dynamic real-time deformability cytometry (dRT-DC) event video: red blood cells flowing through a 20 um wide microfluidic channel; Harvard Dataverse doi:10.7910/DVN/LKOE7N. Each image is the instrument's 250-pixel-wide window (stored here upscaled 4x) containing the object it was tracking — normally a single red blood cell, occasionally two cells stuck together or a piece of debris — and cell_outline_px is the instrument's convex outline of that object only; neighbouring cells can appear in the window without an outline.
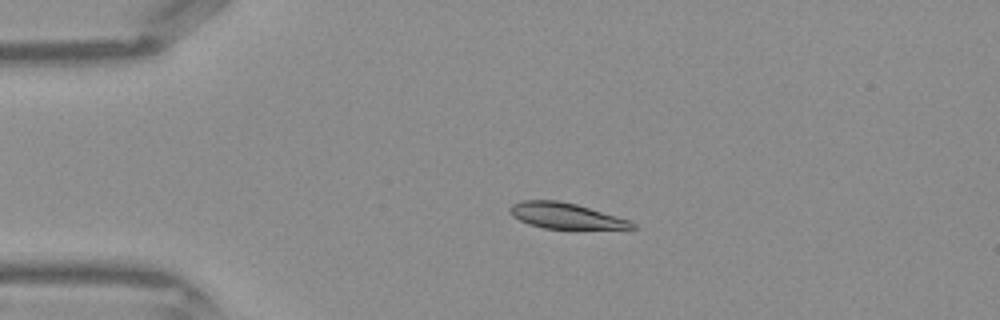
{"species": "Egyptian fruit bat (a non-hibernating species)", "species_latin": "Rousettus aegyptiacus", "temperature_condition": "warm", "stored_images_in_passage": 38, "camera_frame_rate_fps": 3000, "um_per_image_px": 0.085, "frame": {"image": 1, "passage_image": 5, "time_ms": 1.333, "image_size_px": [1000, 320], "cell_outline_px": [[636, 228], [544, 228], [528, 224], [512, 216], [508, 208], [512, 204], [520, 200], [556, 200], [576, 204], [616, 216], [628, 220], [636, 224]], "centroid_in_image_um": [48.0, 18.32], "position_along_channel_um": 37.0, "area_um2": 17.98}}
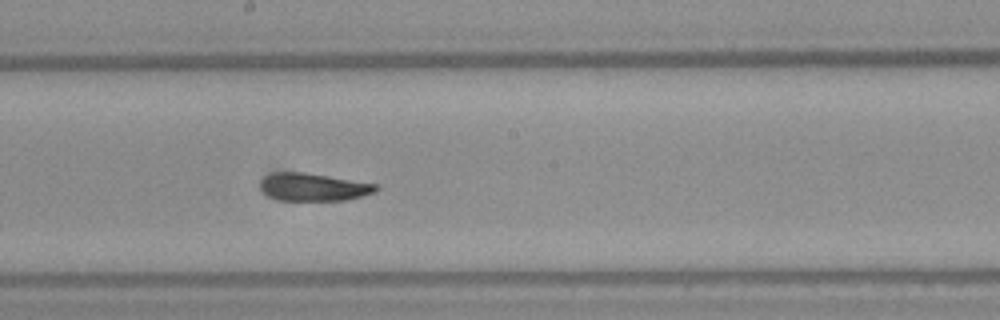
{"frame": {"image": 2, "passage_image": 19, "time_ms": 6.0, "image_size_px": [1000, 320], "cell_outline_px": [[380, 188], [376, 192], [344, 200], [280, 200], [268, 196], [260, 188], [260, 180], [264, 176], [276, 172], [304, 172], [380, 184]], "centroid_in_image_um": [26.66, 15.89], "position_along_channel_um": 221.5, "area_um2": 18.79}}
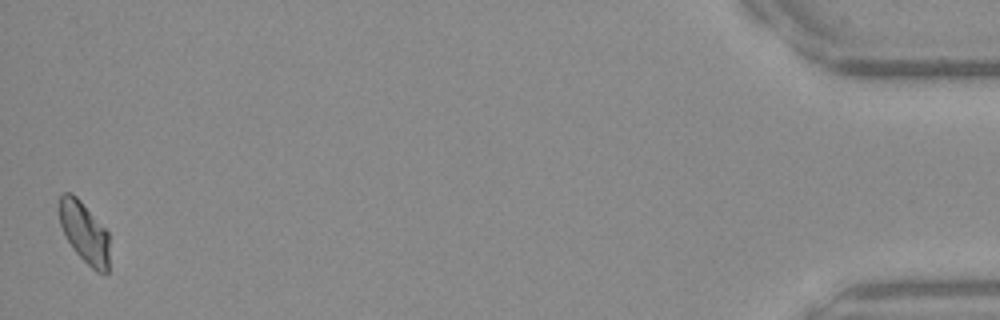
{"frame": {"image": 3, "passage_image": 38, "time_ms": 12.333, "image_size_px": [1000, 320], "cell_outline_px": [[108, 272], [104, 276], [96, 272], [72, 248], [60, 224], [60, 196], [64, 192], [72, 192], [80, 200], [108, 232]], "centroid_in_image_um": [7.18, 19.78], "position_along_channel_um": 428.0, "area_um2": 17.57}}